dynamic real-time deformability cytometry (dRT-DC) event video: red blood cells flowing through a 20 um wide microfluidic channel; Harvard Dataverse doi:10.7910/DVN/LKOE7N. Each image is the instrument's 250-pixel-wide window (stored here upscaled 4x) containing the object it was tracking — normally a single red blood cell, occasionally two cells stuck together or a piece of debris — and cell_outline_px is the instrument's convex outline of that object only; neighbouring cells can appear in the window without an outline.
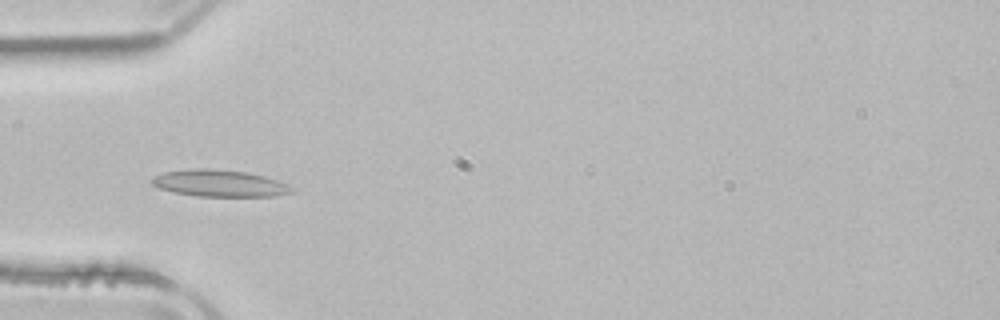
{"species": "common noctule bat (a hibernating species)", "species_latin": "Nyctalus noctula", "temperature_condition": "room temperature", "stored_images_in_passage": 52, "camera_frame_rate_fps": 3000, "um_per_image_px": 0.085, "animal": {"sex": "male", "body_mass_g": 21.5, "forearm_length_mm": 52.0}, "frame": {"image": 1, "passage_image": 16, "time_ms": 5.0, "image_size_px": [1000, 320], "cell_outline_px": [[296, 192], [276, 196], [196, 196], [172, 192], [160, 188], [152, 184], [148, 180], [152, 176], [164, 172], [192, 168], [208, 168], [248, 172], [264, 176], [288, 184], [296, 188]], "centroid_in_image_um": [18.67, 15.58], "position_along_channel_um": 66.3, "area_um2": 22.2}}
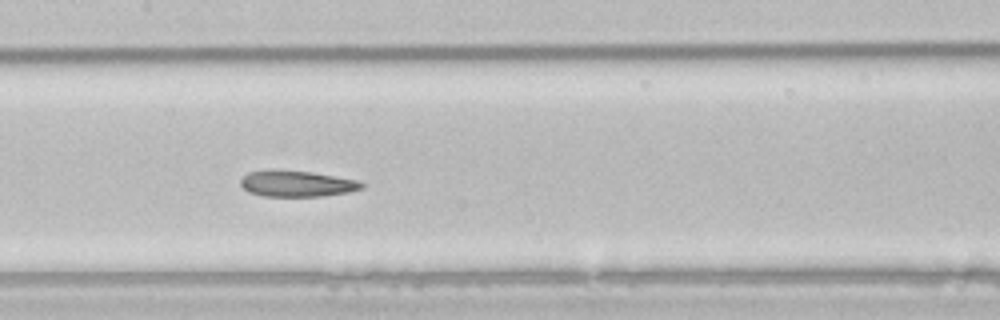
{"frame": {"image": 2, "passage_image": 25, "time_ms": 8.0, "image_size_px": [1000, 320], "cell_outline_px": [[364, 188], [348, 192], [324, 196], [264, 196], [248, 192], [240, 184], [240, 180], [248, 172], [264, 168], [272, 168], [312, 172], [356, 180], [364, 184]], "centroid_in_image_um": [25.17, 15.59], "position_along_channel_um": 182.2, "area_um2": 18.73}}
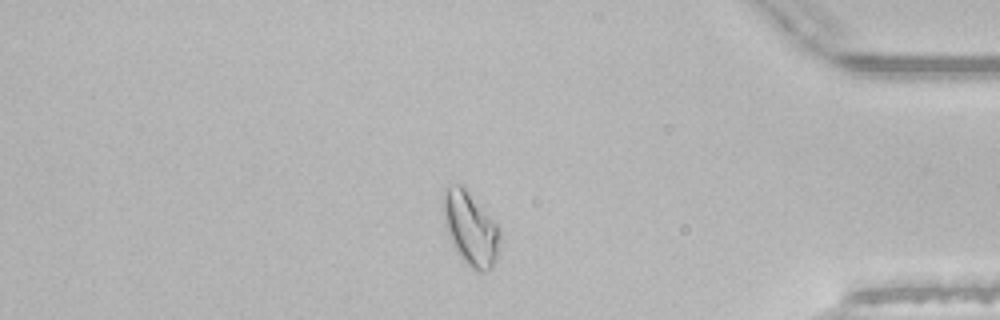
{"frame": {"image": 3, "passage_image": 44, "time_ms": 14.333, "image_size_px": [1000, 320], "cell_outline_px": [[500, 236], [496, 260], [492, 268], [484, 272], [480, 272], [472, 268], [456, 252], [444, 224], [444, 188], [456, 184], [464, 184], [500, 228]], "centroid_in_image_um": [40.01, 19.4], "position_along_channel_um": 395.2, "area_um2": 24.22}, "authors_computed_cell_mechanics": {"area_um2": 21.7906, "velocity_mm_per_s": 3.8597, "shape_relaxation_time_tau1_ms": 10.8769, "shape_relaxation_time_tau2_ms": 2.7855, "deformation_change_tau1": 0.2334, "deformation_change_tau2": 0.0944}}